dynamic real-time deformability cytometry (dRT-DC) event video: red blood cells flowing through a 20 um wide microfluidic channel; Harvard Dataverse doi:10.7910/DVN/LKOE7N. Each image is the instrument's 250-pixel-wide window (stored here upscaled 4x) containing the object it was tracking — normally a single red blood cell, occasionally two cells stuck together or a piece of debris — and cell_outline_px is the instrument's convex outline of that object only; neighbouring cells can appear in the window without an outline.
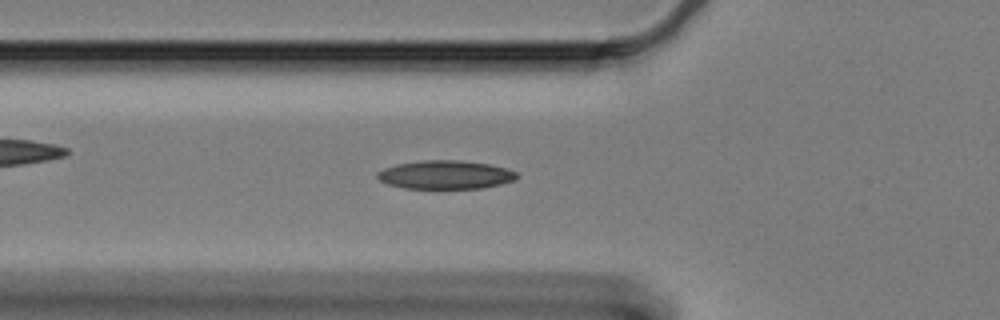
{"species": "Egyptian fruit bat (a non-hibernating species)", "species_latin": "Rousettus aegyptiacus", "temperature_condition": "cold", "stored_images_in_passage": 44, "camera_frame_rate_fps": 3000, "um_per_image_px": 0.085, "animal": {"sex": "female"}, "frame": {"image": 1, "passage_image": 3, "time_ms": 0.667, "image_size_px": [1000, 320], "cell_outline_px": [[520, 176], [516, 180], [500, 184], [480, 188], [404, 188], [388, 184], [380, 180], [376, 176], [376, 172], [384, 168], [396, 164], [424, 160], [460, 160], [488, 164], [504, 168], [516, 172]], "centroid_in_image_um": [37.85, 14.85], "position_along_channel_um": 87.9, "area_um2": 23.12}}
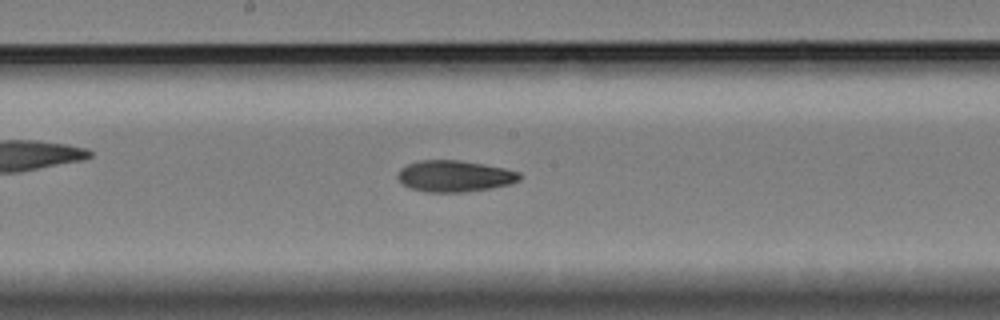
{"frame": {"image": 2, "passage_image": 14, "time_ms": 4.333, "image_size_px": [1000, 320], "cell_outline_px": [[520, 180], [508, 184], [488, 188], [460, 192], [424, 192], [408, 188], [400, 184], [396, 176], [400, 168], [408, 164], [420, 160], [460, 160], [484, 164], [504, 168], [520, 172]], "centroid_in_image_um": [38.56, 14.97], "position_along_channel_um": 209.6, "area_um2": 22.37}}
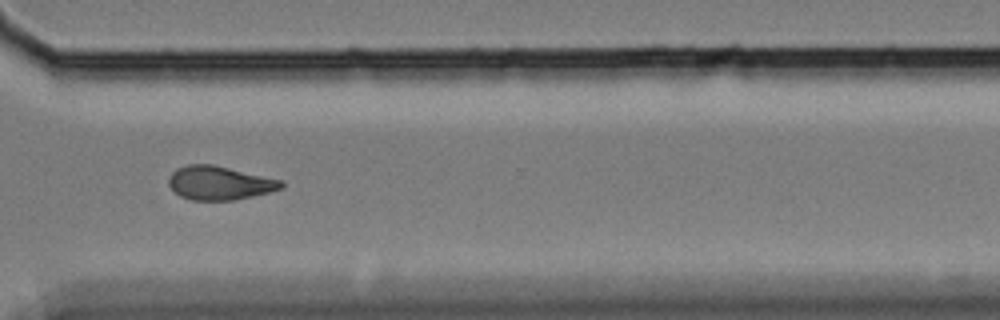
{"frame": {"image": 3, "passage_image": 27, "time_ms": 8.667, "image_size_px": [1000, 320], "cell_outline_px": [[284, 188], [272, 192], [236, 200], [192, 200], [180, 196], [168, 184], [168, 180], [172, 172], [176, 168], [188, 164], [212, 164], [284, 180]], "centroid_in_image_um": [18.71, 15.55], "position_along_channel_um": 351.9, "area_um2": 22.37}, "authors_computed_cell_mechanics": {"area_um2": 22.1374, "velocity_mm_per_s": 3.2939, "shape_relaxation_time_tau1_ms": 10.487, "shape_relaxation_time_tau2_ms": 8.0675, "deformation_change_tau1": 0.199, "deformation_change_tau2": 0.1591}}